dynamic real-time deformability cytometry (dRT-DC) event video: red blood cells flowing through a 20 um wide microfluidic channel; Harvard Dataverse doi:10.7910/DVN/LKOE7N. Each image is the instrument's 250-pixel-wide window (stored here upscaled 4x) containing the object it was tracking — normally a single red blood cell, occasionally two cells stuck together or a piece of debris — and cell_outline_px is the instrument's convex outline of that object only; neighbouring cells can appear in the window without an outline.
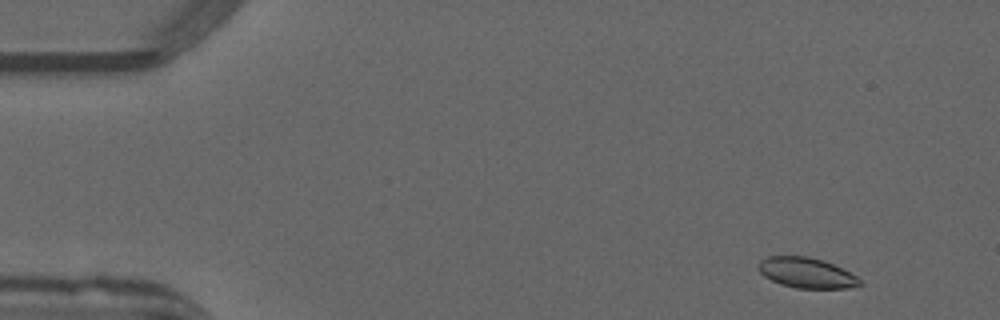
{"species": "common noctule bat (a hibernating species)", "species_latin": "Nyctalus noctula", "temperature_condition": "warm", "stored_images_in_passage": 51, "camera_frame_rate_fps": 3000, "um_per_image_px": 0.085, "animal": {"sex": "male", "forearm_length_mm": 52.5}, "frame": {"image": 1, "passage_image": 3, "time_ms": 0.667, "image_size_px": [1000, 320], "cell_outline_px": [[864, 284], [848, 288], [796, 288], [780, 284], [764, 276], [756, 268], [756, 264], [760, 260], [768, 256], [808, 256], [832, 264], [856, 276]], "centroid_in_image_um": [68.5, 23.19], "position_along_channel_um": 16.5, "area_um2": 17.86}}
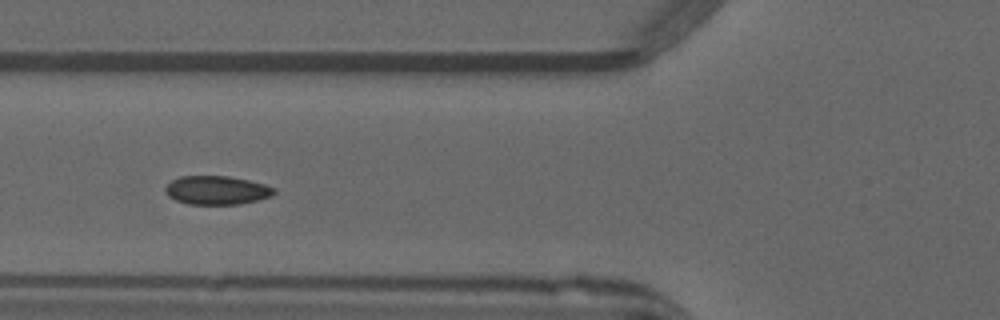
{"frame": {"image": 2, "passage_image": 18, "time_ms": 5.667, "image_size_px": [1000, 320], "cell_outline_px": [[276, 192], [272, 196], [240, 204], [188, 204], [176, 200], [168, 196], [164, 192], [164, 188], [172, 180], [180, 176], [228, 176], [248, 180], [264, 184], [276, 188]], "centroid_in_image_um": [18.42, 16.17], "position_along_channel_um": 107.4, "area_um2": 18.21}}
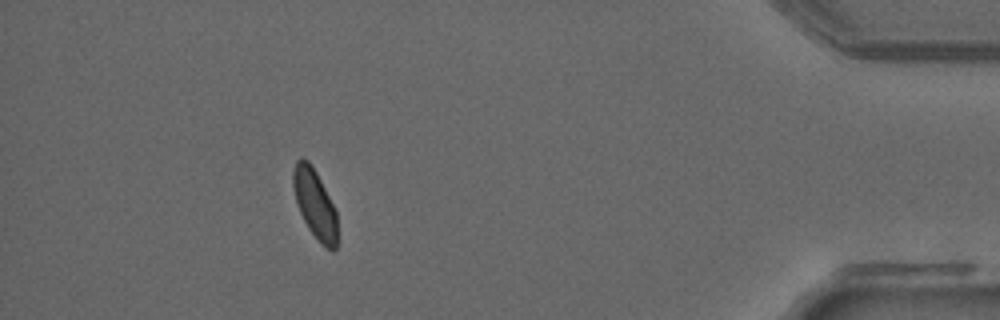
{"frame": {"image": 3, "passage_image": 45, "time_ms": 14.667, "image_size_px": [1000, 320], "cell_outline_px": [[336, 248], [332, 252], [324, 248], [320, 244], [308, 228], [300, 212], [296, 200], [292, 184], [292, 172], [296, 160], [300, 156], [308, 160], [316, 172], [336, 212]], "centroid_in_image_um": [26.73, 17.33], "position_along_channel_um": 408.5, "area_um2": 17.63}, "authors_computed_cell_mechanics": {"area_um2": 18.2648, "velocity_mm_per_s": 3.967, "shape_relaxation_time_tau1_ms": 9.2815, "shape_relaxation_time_tau2_ms": 0.8476, "deformation_change_tau1": 0.1335, "deformation_change_tau2": 0.0413}}